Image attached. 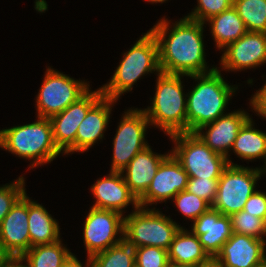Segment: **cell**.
Returning a JSON list of instances; mask_svg holds the SVG:
<instances>
[{"instance_id":"6da1fadb","label":"cell","mask_w":266,"mask_h":267,"mask_svg":"<svg viewBox=\"0 0 266 267\" xmlns=\"http://www.w3.org/2000/svg\"><path fill=\"white\" fill-rule=\"evenodd\" d=\"M170 22L163 17L150 29L158 43L160 71L187 77L215 70L205 60V24L186 16Z\"/></svg>"},{"instance_id":"7a4b0ae2","label":"cell","mask_w":266,"mask_h":267,"mask_svg":"<svg viewBox=\"0 0 266 267\" xmlns=\"http://www.w3.org/2000/svg\"><path fill=\"white\" fill-rule=\"evenodd\" d=\"M221 71L217 67L209 73L187 76L197 81L187 93V132H196L202 125L226 114L229 100L238 86L227 83Z\"/></svg>"},{"instance_id":"3957f363","label":"cell","mask_w":266,"mask_h":267,"mask_svg":"<svg viewBox=\"0 0 266 267\" xmlns=\"http://www.w3.org/2000/svg\"><path fill=\"white\" fill-rule=\"evenodd\" d=\"M155 94L150 106L142 109L150 125L162 130L168 137L187 132V94L183 92V76L159 72Z\"/></svg>"},{"instance_id":"277c9868","label":"cell","mask_w":266,"mask_h":267,"mask_svg":"<svg viewBox=\"0 0 266 267\" xmlns=\"http://www.w3.org/2000/svg\"><path fill=\"white\" fill-rule=\"evenodd\" d=\"M0 148L30 161L29 168L51 163L62 152L55 144L49 118L0 130Z\"/></svg>"},{"instance_id":"5b68a950","label":"cell","mask_w":266,"mask_h":267,"mask_svg":"<svg viewBox=\"0 0 266 267\" xmlns=\"http://www.w3.org/2000/svg\"><path fill=\"white\" fill-rule=\"evenodd\" d=\"M160 71L158 43L150 30L142 34L139 40L123 54L122 60L114 70L109 82L100 87L103 96L119 100L133 90V85L142 76Z\"/></svg>"},{"instance_id":"8992f818","label":"cell","mask_w":266,"mask_h":267,"mask_svg":"<svg viewBox=\"0 0 266 267\" xmlns=\"http://www.w3.org/2000/svg\"><path fill=\"white\" fill-rule=\"evenodd\" d=\"M138 207L124 215L123 239L134 248L155 246L168 250L174 236L180 230L170 216L159 209ZM126 216V217H125Z\"/></svg>"},{"instance_id":"52a82bcc","label":"cell","mask_w":266,"mask_h":267,"mask_svg":"<svg viewBox=\"0 0 266 267\" xmlns=\"http://www.w3.org/2000/svg\"><path fill=\"white\" fill-rule=\"evenodd\" d=\"M174 142L170 152L189 178L219 179L229 165L227 158L211 150L194 132L169 136Z\"/></svg>"},{"instance_id":"ba28073f","label":"cell","mask_w":266,"mask_h":267,"mask_svg":"<svg viewBox=\"0 0 266 267\" xmlns=\"http://www.w3.org/2000/svg\"><path fill=\"white\" fill-rule=\"evenodd\" d=\"M264 175L266 170L262 167L229 164L218 179L217 196L212 208L226 216L240 212Z\"/></svg>"},{"instance_id":"9c48e42d","label":"cell","mask_w":266,"mask_h":267,"mask_svg":"<svg viewBox=\"0 0 266 267\" xmlns=\"http://www.w3.org/2000/svg\"><path fill=\"white\" fill-rule=\"evenodd\" d=\"M43 79L35 100L37 117L50 119L91 89L89 81L75 80L49 66Z\"/></svg>"},{"instance_id":"30bf717a","label":"cell","mask_w":266,"mask_h":267,"mask_svg":"<svg viewBox=\"0 0 266 267\" xmlns=\"http://www.w3.org/2000/svg\"><path fill=\"white\" fill-rule=\"evenodd\" d=\"M113 139L110 171L121 172L138 152L149 146L146 141L150 122L142 109L130 108L121 116Z\"/></svg>"},{"instance_id":"8fae6325","label":"cell","mask_w":266,"mask_h":267,"mask_svg":"<svg viewBox=\"0 0 266 267\" xmlns=\"http://www.w3.org/2000/svg\"><path fill=\"white\" fill-rule=\"evenodd\" d=\"M83 226V243L87 256L91 257L123 240L124 215L91 207Z\"/></svg>"},{"instance_id":"7c38bea8","label":"cell","mask_w":266,"mask_h":267,"mask_svg":"<svg viewBox=\"0 0 266 267\" xmlns=\"http://www.w3.org/2000/svg\"><path fill=\"white\" fill-rule=\"evenodd\" d=\"M103 96L101 89H91L78 101L50 118L53 137L62 155L76 152V133L89 109Z\"/></svg>"},{"instance_id":"4fadbf2b","label":"cell","mask_w":266,"mask_h":267,"mask_svg":"<svg viewBox=\"0 0 266 267\" xmlns=\"http://www.w3.org/2000/svg\"><path fill=\"white\" fill-rule=\"evenodd\" d=\"M188 179L184 168L168 151L146 192L138 199L139 206L149 208L158 202L166 203V200L173 199L179 192L186 190Z\"/></svg>"},{"instance_id":"5bb4252c","label":"cell","mask_w":266,"mask_h":267,"mask_svg":"<svg viewBox=\"0 0 266 267\" xmlns=\"http://www.w3.org/2000/svg\"><path fill=\"white\" fill-rule=\"evenodd\" d=\"M222 51L219 65L223 71L256 69L266 63V33L248 31Z\"/></svg>"},{"instance_id":"9a60e30c","label":"cell","mask_w":266,"mask_h":267,"mask_svg":"<svg viewBox=\"0 0 266 267\" xmlns=\"http://www.w3.org/2000/svg\"><path fill=\"white\" fill-rule=\"evenodd\" d=\"M250 118L244 109L231 111L217 120L202 125L194 132L211 150L227 158L228 164L237 165L230 160L229 152L237 138L240 128ZM205 130V132H204Z\"/></svg>"},{"instance_id":"2e32d148","label":"cell","mask_w":266,"mask_h":267,"mask_svg":"<svg viewBox=\"0 0 266 267\" xmlns=\"http://www.w3.org/2000/svg\"><path fill=\"white\" fill-rule=\"evenodd\" d=\"M266 260L263 240L232 233L213 259L219 267H258Z\"/></svg>"},{"instance_id":"e0dca14e","label":"cell","mask_w":266,"mask_h":267,"mask_svg":"<svg viewBox=\"0 0 266 267\" xmlns=\"http://www.w3.org/2000/svg\"><path fill=\"white\" fill-rule=\"evenodd\" d=\"M28 195L11 208L0 225V243L10 256H22L30 249Z\"/></svg>"},{"instance_id":"ac0fdd59","label":"cell","mask_w":266,"mask_h":267,"mask_svg":"<svg viewBox=\"0 0 266 267\" xmlns=\"http://www.w3.org/2000/svg\"><path fill=\"white\" fill-rule=\"evenodd\" d=\"M90 188L95 198L91 206L93 208L114 210L124 215L123 209L129 204L134 209L139 207L138 199L130 191L121 172L110 171L107 176L97 179Z\"/></svg>"},{"instance_id":"d6986e66","label":"cell","mask_w":266,"mask_h":267,"mask_svg":"<svg viewBox=\"0 0 266 267\" xmlns=\"http://www.w3.org/2000/svg\"><path fill=\"white\" fill-rule=\"evenodd\" d=\"M190 231L196 235L208 255L214 259L232 236L230 216L212 207L193 221Z\"/></svg>"},{"instance_id":"ffe728a7","label":"cell","mask_w":266,"mask_h":267,"mask_svg":"<svg viewBox=\"0 0 266 267\" xmlns=\"http://www.w3.org/2000/svg\"><path fill=\"white\" fill-rule=\"evenodd\" d=\"M118 100L102 96L88 111L76 133V152L89 150L103 140L114 104Z\"/></svg>"},{"instance_id":"44dd1931","label":"cell","mask_w":266,"mask_h":267,"mask_svg":"<svg viewBox=\"0 0 266 267\" xmlns=\"http://www.w3.org/2000/svg\"><path fill=\"white\" fill-rule=\"evenodd\" d=\"M168 155L158 154L147 146L121 171L130 191L139 199L147 190L161 162Z\"/></svg>"},{"instance_id":"7402d4cb","label":"cell","mask_w":266,"mask_h":267,"mask_svg":"<svg viewBox=\"0 0 266 267\" xmlns=\"http://www.w3.org/2000/svg\"><path fill=\"white\" fill-rule=\"evenodd\" d=\"M28 223L30 248L55 243L60 240L59 222L37 201L28 196Z\"/></svg>"},{"instance_id":"603a6c76","label":"cell","mask_w":266,"mask_h":267,"mask_svg":"<svg viewBox=\"0 0 266 267\" xmlns=\"http://www.w3.org/2000/svg\"><path fill=\"white\" fill-rule=\"evenodd\" d=\"M167 251L170 263L211 264L213 262L198 237L184 227L176 233Z\"/></svg>"},{"instance_id":"cb8c5ba5","label":"cell","mask_w":266,"mask_h":267,"mask_svg":"<svg viewBox=\"0 0 266 267\" xmlns=\"http://www.w3.org/2000/svg\"><path fill=\"white\" fill-rule=\"evenodd\" d=\"M204 24H209L215 46L221 51L248 32L234 6L212 16Z\"/></svg>"},{"instance_id":"d4e9b609","label":"cell","mask_w":266,"mask_h":267,"mask_svg":"<svg viewBox=\"0 0 266 267\" xmlns=\"http://www.w3.org/2000/svg\"><path fill=\"white\" fill-rule=\"evenodd\" d=\"M231 150L241 160L263 159L266 170V132L256 129L251 117L240 128Z\"/></svg>"},{"instance_id":"484cf974","label":"cell","mask_w":266,"mask_h":267,"mask_svg":"<svg viewBox=\"0 0 266 267\" xmlns=\"http://www.w3.org/2000/svg\"><path fill=\"white\" fill-rule=\"evenodd\" d=\"M71 253L60 239L55 243L33 246L21 257L29 267H60Z\"/></svg>"},{"instance_id":"4316f807","label":"cell","mask_w":266,"mask_h":267,"mask_svg":"<svg viewBox=\"0 0 266 267\" xmlns=\"http://www.w3.org/2000/svg\"><path fill=\"white\" fill-rule=\"evenodd\" d=\"M92 267H133L135 248L124 239L112 247L90 257Z\"/></svg>"},{"instance_id":"83f0119b","label":"cell","mask_w":266,"mask_h":267,"mask_svg":"<svg viewBox=\"0 0 266 267\" xmlns=\"http://www.w3.org/2000/svg\"><path fill=\"white\" fill-rule=\"evenodd\" d=\"M247 31L266 33V0H234Z\"/></svg>"},{"instance_id":"f1b7e54d","label":"cell","mask_w":266,"mask_h":267,"mask_svg":"<svg viewBox=\"0 0 266 267\" xmlns=\"http://www.w3.org/2000/svg\"><path fill=\"white\" fill-rule=\"evenodd\" d=\"M172 201L183 217L190 221L196 220L212 207L207 201L186 190L179 192Z\"/></svg>"},{"instance_id":"f546056e","label":"cell","mask_w":266,"mask_h":267,"mask_svg":"<svg viewBox=\"0 0 266 267\" xmlns=\"http://www.w3.org/2000/svg\"><path fill=\"white\" fill-rule=\"evenodd\" d=\"M233 233L263 240V220L245 210L230 215Z\"/></svg>"},{"instance_id":"4dcf8cb0","label":"cell","mask_w":266,"mask_h":267,"mask_svg":"<svg viewBox=\"0 0 266 267\" xmlns=\"http://www.w3.org/2000/svg\"><path fill=\"white\" fill-rule=\"evenodd\" d=\"M26 193L25 178L0 186V225L15 203Z\"/></svg>"},{"instance_id":"1f68e13d","label":"cell","mask_w":266,"mask_h":267,"mask_svg":"<svg viewBox=\"0 0 266 267\" xmlns=\"http://www.w3.org/2000/svg\"><path fill=\"white\" fill-rule=\"evenodd\" d=\"M168 251L155 246L135 248V265L137 267H168Z\"/></svg>"},{"instance_id":"d6a6232c","label":"cell","mask_w":266,"mask_h":267,"mask_svg":"<svg viewBox=\"0 0 266 267\" xmlns=\"http://www.w3.org/2000/svg\"><path fill=\"white\" fill-rule=\"evenodd\" d=\"M234 0H197V6L186 17L205 23L214 15L233 6Z\"/></svg>"},{"instance_id":"836d02e7","label":"cell","mask_w":266,"mask_h":267,"mask_svg":"<svg viewBox=\"0 0 266 267\" xmlns=\"http://www.w3.org/2000/svg\"><path fill=\"white\" fill-rule=\"evenodd\" d=\"M218 179L189 178L186 191L213 205L217 196Z\"/></svg>"},{"instance_id":"e575fe53","label":"cell","mask_w":266,"mask_h":267,"mask_svg":"<svg viewBox=\"0 0 266 267\" xmlns=\"http://www.w3.org/2000/svg\"><path fill=\"white\" fill-rule=\"evenodd\" d=\"M243 210L264 220L266 217V192L256 190L246 201Z\"/></svg>"},{"instance_id":"d590c367","label":"cell","mask_w":266,"mask_h":267,"mask_svg":"<svg viewBox=\"0 0 266 267\" xmlns=\"http://www.w3.org/2000/svg\"><path fill=\"white\" fill-rule=\"evenodd\" d=\"M249 105L253 112H255L259 117L261 116L263 119H266V82L256 90L253 96H251Z\"/></svg>"},{"instance_id":"8d00e7d4","label":"cell","mask_w":266,"mask_h":267,"mask_svg":"<svg viewBox=\"0 0 266 267\" xmlns=\"http://www.w3.org/2000/svg\"><path fill=\"white\" fill-rule=\"evenodd\" d=\"M84 265L77 259L74 253H71L60 267H92L90 257L87 256L86 264Z\"/></svg>"},{"instance_id":"74e56055","label":"cell","mask_w":266,"mask_h":267,"mask_svg":"<svg viewBox=\"0 0 266 267\" xmlns=\"http://www.w3.org/2000/svg\"><path fill=\"white\" fill-rule=\"evenodd\" d=\"M1 267H29L21 256H11Z\"/></svg>"},{"instance_id":"f35d334b","label":"cell","mask_w":266,"mask_h":267,"mask_svg":"<svg viewBox=\"0 0 266 267\" xmlns=\"http://www.w3.org/2000/svg\"><path fill=\"white\" fill-rule=\"evenodd\" d=\"M11 256L5 251L4 247L0 243V267L4 265V263L10 258Z\"/></svg>"},{"instance_id":"ab89813d","label":"cell","mask_w":266,"mask_h":267,"mask_svg":"<svg viewBox=\"0 0 266 267\" xmlns=\"http://www.w3.org/2000/svg\"><path fill=\"white\" fill-rule=\"evenodd\" d=\"M209 264H178V263H169L168 267H206Z\"/></svg>"},{"instance_id":"60d3db41","label":"cell","mask_w":266,"mask_h":267,"mask_svg":"<svg viewBox=\"0 0 266 267\" xmlns=\"http://www.w3.org/2000/svg\"><path fill=\"white\" fill-rule=\"evenodd\" d=\"M265 237H266V217L264 218L263 220V241H264V244L266 246V240H265Z\"/></svg>"},{"instance_id":"b9f144b4","label":"cell","mask_w":266,"mask_h":267,"mask_svg":"<svg viewBox=\"0 0 266 267\" xmlns=\"http://www.w3.org/2000/svg\"><path fill=\"white\" fill-rule=\"evenodd\" d=\"M144 1H146V2H150V3H152V4H156V3H164V2H166V1H168V0H144Z\"/></svg>"},{"instance_id":"7bdbcfd3","label":"cell","mask_w":266,"mask_h":267,"mask_svg":"<svg viewBox=\"0 0 266 267\" xmlns=\"http://www.w3.org/2000/svg\"><path fill=\"white\" fill-rule=\"evenodd\" d=\"M206 267H219L217 264H215L214 262H212L211 264L207 265Z\"/></svg>"},{"instance_id":"ee69618b","label":"cell","mask_w":266,"mask_h":267,"mask_svg":"<svg viewBox=\"0 0 266 267\" xmlns=\"http://www.w3.org/2000/svg\"><path fill=\"white\" fill-rule=\"evenodd\" d=\"M258 267H266V260L262 264H260Z\"/></svg>"}]
</instances>
